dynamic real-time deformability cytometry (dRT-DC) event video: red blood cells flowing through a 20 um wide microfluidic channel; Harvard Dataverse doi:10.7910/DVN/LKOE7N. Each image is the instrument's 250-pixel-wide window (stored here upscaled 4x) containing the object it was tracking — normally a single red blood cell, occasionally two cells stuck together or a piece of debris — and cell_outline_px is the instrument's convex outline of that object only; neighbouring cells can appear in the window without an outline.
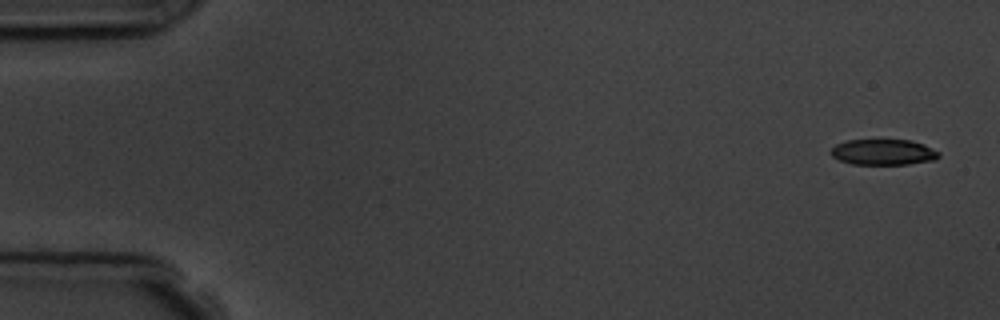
{"species": "common noctule bat (a hibernating species)", "species_latin": "Nyctalus noctula", "temperature_condition": "room temperature", "stored_images_in_passage": 6, "segment_of_instrument_passage": [1, 2], "camera_frame_rate_fps": 3000, "um_per_image_px": 0.085, "animal": {"sex": "male", "body_mass_g": 19.5, "forearm_length_mm": 54.6}, "frame": {"image": 1, "passage_image": 1, "time_ms": 0.0, "image_size_px": [1000, 320], "cell_outline_px": [[940, 156], [936, 160], [908, 164], [852, 164], [840, 160], [832, 156], [828, 152], [836, 144], [848, 140], [912, 140], [924, 144], [940, 152]], "centroid_in_image_um": [75.1, 12.93], "position_along_channel_um": 9.9, "area_um2": 16.3}}